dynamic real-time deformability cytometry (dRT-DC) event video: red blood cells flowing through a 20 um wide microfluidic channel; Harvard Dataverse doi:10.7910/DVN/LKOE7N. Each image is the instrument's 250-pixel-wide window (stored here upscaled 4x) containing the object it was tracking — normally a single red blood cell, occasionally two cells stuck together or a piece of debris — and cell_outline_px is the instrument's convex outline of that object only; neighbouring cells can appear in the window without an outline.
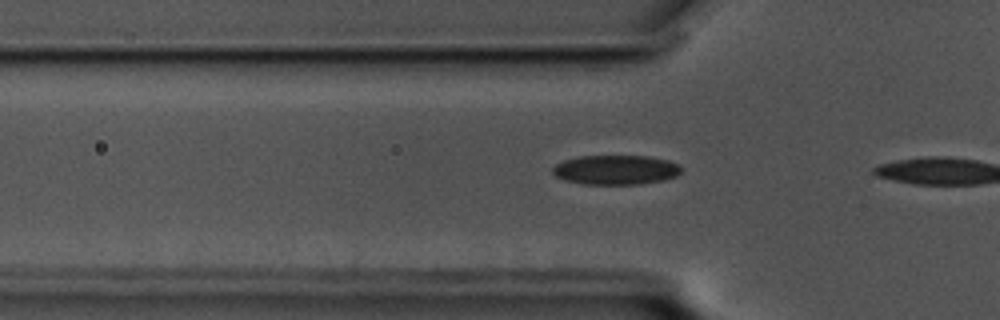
{"species": "common noctule bat (a hibernating species)", "species_latin": "Nyctalus noctula", "temperature_condition": "cold", "stored_images_in_passage": 6, "camera_frame_rate_fps": 3000, "um_per_image_px": 0.085, "animal": {"sex": "male", "body_mass_g": 17.5, "forearm_length_mm": 52.3}, "frame": {"image": 1, "passage_image": 5, "time_ms": 1.333, "image_size_px": [1000, 320], "cell_outline_px": [[680, 172], [676, 176], [664, 180], [636, 184], [584, 184], [564, 180], [556, 176], [552, 172], [552, 168], [556, 164], [564, 160], [580, 156], [648, 156], [668, 160], [680, 164]], "centroid_in_image_um": [52.33, 14.43], "position_along_channel_um": 73.5, "area_um2": 22.08}}